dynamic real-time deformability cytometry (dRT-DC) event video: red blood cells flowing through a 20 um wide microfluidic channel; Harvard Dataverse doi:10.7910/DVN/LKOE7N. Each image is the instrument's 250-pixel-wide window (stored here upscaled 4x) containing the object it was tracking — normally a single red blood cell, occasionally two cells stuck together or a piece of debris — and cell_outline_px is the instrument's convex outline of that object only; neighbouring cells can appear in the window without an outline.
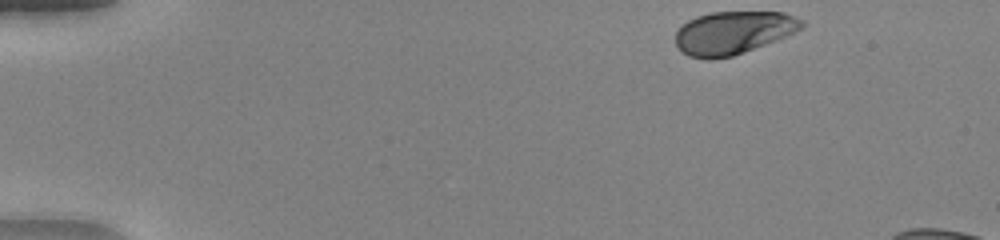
{"species": "human", "species_latin": "Homo sapiens", "temperature_condition": "warm", "stored_images_in_passage": 41, "camera_frame_rate_fps": 3000, "um_per_image_px": 0.085, "donor": {"sex": "female"}, "frame": {"image": 1, "passage_image": 1, "time_ms": 0.0, "image_size_px": [1000, 240], "cell_outline_px": [[804, 24], [800, 28], [776, 40], [732, 56], [688, 56], [676, 44], [676, 32], [688, 20], [696, 16], [712, 12], [784, 12], [804, 20]], "centroid_in_image_um": [62.34, 2.73], "position_along_channel_um": 22.7, "area_um2": 30.58}}
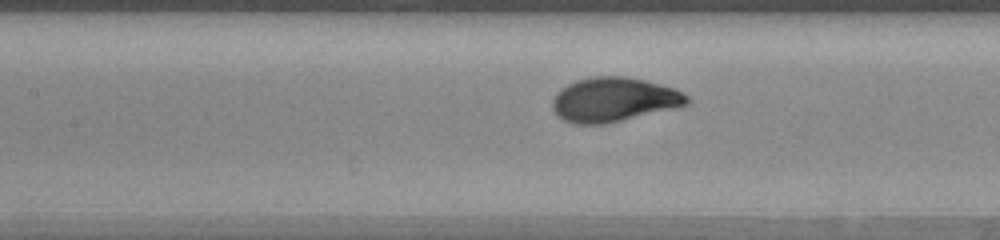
{"frame": {"image": 2, "passage_image": 19, "time_ms": 6.0, "image_size_px": [1000, 240], "cell_outline_px": [[692, 100], [688, 104], [680, 108], [608, 124], [572, 124], [556, 116], [552, 108], [552, 100], [556, 92], [560, 88], [576, 80], [596, 76], [624, 76], [644, 80], [676, 88], [684, 92]], "centroid_in_image_um": [52.22, 8.49], "position_along_channel_um": 155.2, "area_um2": 35.6}}
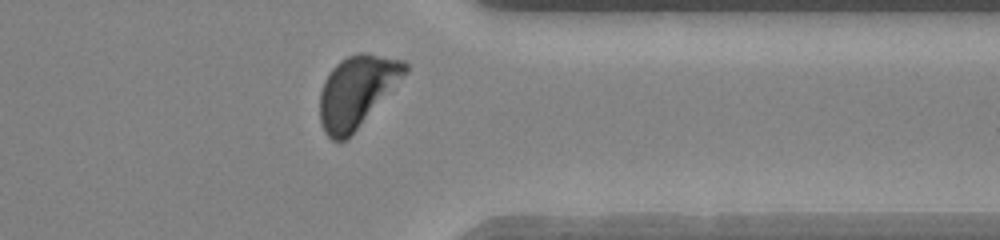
{"frame": {"image": 3, "passage_image": 36, "time_ms": 11.667, "image_size_px": [1000, 240], "cell_outline_px": [[408, 72], [356, 128], [344, 140], [332, 140], [324, 132], [320, 124], [320, 92], [324, 80], [332, 68], [340, 60], [348, 56], [360, 52], [364, 52], [404, 60], [408, 64]], "centroid_in_image_um": [30.31, 7.72], "position_along_channel_um": 381.1, "area_um2": 34.91}, "authors_computed_cell_mechanics": {"area_um2": 34.3332, "velocity_mm_per_s": 4.0527, "shape_relaxation_time_tau1_ms": 2.5012, "shape_relaxation_time_tau2_ms": null, "deformation_change_tau1": 0.1583, "deformation_change_tau2": null}}